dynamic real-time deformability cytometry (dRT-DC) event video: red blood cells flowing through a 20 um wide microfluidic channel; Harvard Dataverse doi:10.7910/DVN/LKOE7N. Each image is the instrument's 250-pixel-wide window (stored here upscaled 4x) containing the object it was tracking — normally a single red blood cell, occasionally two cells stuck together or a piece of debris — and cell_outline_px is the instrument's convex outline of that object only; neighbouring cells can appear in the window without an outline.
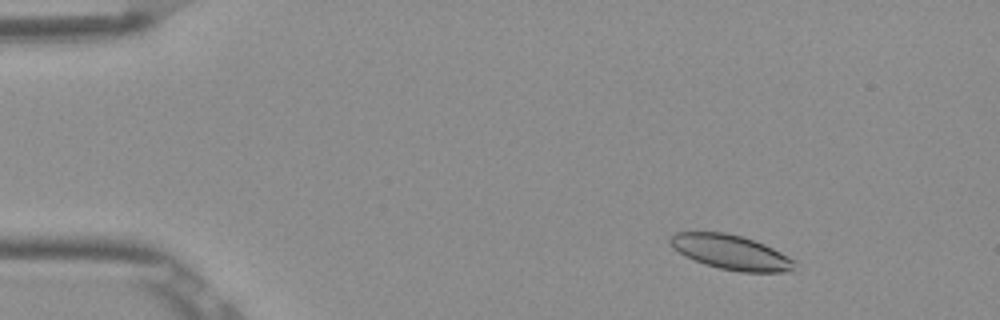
{"species": "Egyptian fruit bat (a non-hibernating species)", "species_latin": "Rousettus aegyptiacus", "temperature_condition": "room temperature", "stored_images_in_passage": 53, "camera_frame_rate_fps": 3000, "um_per_image_px": 0.085, "frame": {"image": 1, "passage_image": 7, "time_ms": 2.0, "image_size_px": [1000, 320], "cell_outline_px": [[796, 272], [740, 272], [720, 268], [704, 264], [684, 256], [672, 248], [668, 240], [676, 232], [724, 232], [740, 236], [764, 244], [796, 260]], "centroid_in_image_um": [62.15, 21.46], "position_along_channel_um": 22.8, "area_um2": 25.26}}
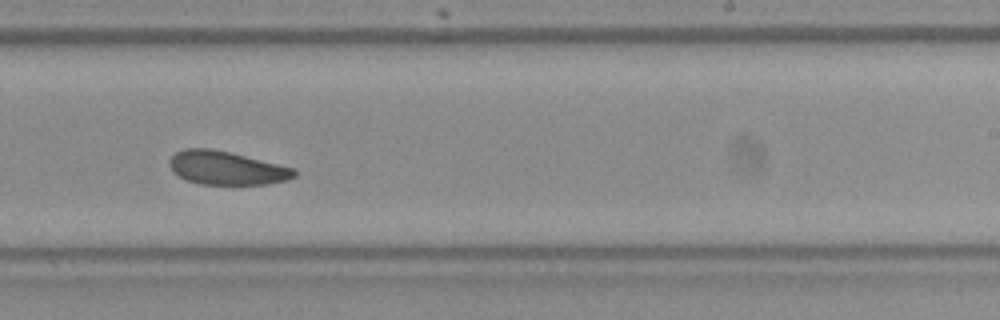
{"frame": {"image": 2, "passage_image": 33, "time_ms": 10.667, "image_size_px": [1000, 320], "cell_outline_px": [[296, 176], [288, 180], [268, 184], [200, 184], [184, 180], [168, 164], [168, 160], [176, 152], [184, 148], [208, 148], [228, 152], [296, 168]], "centroid_in_image_um": [19.27, 14.28], "position_along_channel_um": 269.7, "area_um2": 24.28}}
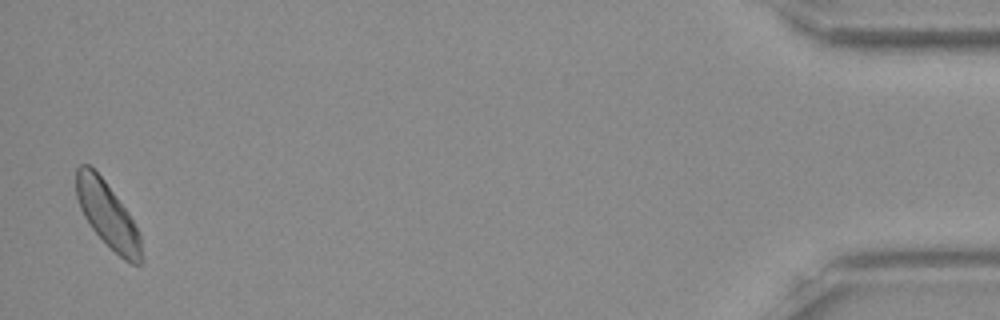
{"frame": {"image": 3, "passage_image": 52, "time_ms": 17.0, "image_size_px": [1000, 320], "cell_outline_px": [[144, 260], [140, 264], [132, 264], [124, 260], [88, 224], [80, 208], [76, 196], [76, 168], [80, 164], [88, 164], [104, 180], [128, 212], [140, 232]], "centroid_in_image_um": [9.17, 18.28], "position_along_channel_um": 426.0, "area_um2": 24.74}, "authors_computed_cell_mechanics": {"area_um2": 25.3164, "velocity_mm_per_s": 3.8357, "shape_relaxation_time_tau1_ms": 5.5319, "shape_relaxation_time_tau2_ms": 6.0247, "deformation_change_tau1": 0.0997, "deformation_change_tau2": 0.1337}}